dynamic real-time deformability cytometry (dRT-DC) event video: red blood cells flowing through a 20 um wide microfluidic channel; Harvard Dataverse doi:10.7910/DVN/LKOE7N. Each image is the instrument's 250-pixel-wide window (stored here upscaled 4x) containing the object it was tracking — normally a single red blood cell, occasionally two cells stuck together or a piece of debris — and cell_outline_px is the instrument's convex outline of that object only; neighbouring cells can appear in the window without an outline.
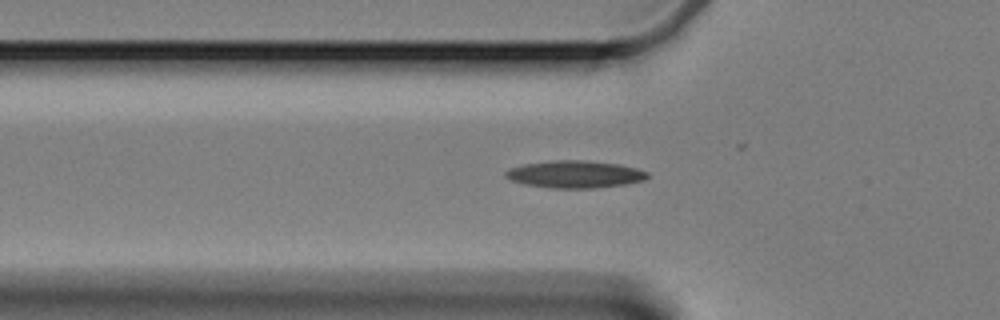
{"species": "Egyptian fruit bat (a non-hibernating species)", "species_latin": "Rousettus aegyptiacus", "temperature_condition": "cold", "stored_images_in_passage": 52, "camera_frame_rate_fps": 3000, "um_per_image_px": 0.085, "animal": {"sex": "female"}, "frame": {"image": 1, "passage_image": 11, "time_ms": 3.333, "image_size_px": [1000, 320], "cell_outline_px": [[652, 176], [644, 180], [628, 184], [596, 188], [552, 188], [524, 184], [512, 180], [504, 176], [504, 172], [508, 168], [524, 164], [556, 160], [584, 160], [620, 164], [636, 168], [648, 172]], "centroid_in_image_um": [48.9, 14.81], "position_along_channel_um": 76.9, "area_um2": 22.77}}
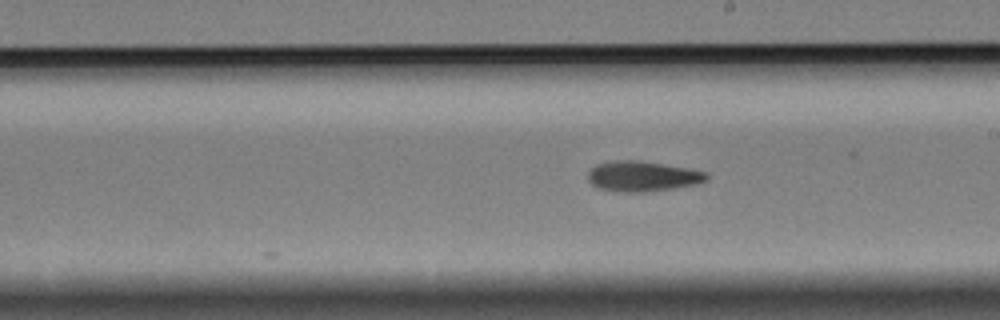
{"frame": {"image": 2, "passage_image": 25, "time_ms": 8.0, "image_size_px": [1000, 320], "cell_outline_px": [[708, 180], [696, 184], [672, 188], [644, 192], [620, 192], [600, 188], [592, 184], [588, 180], [588, 172], [596, 164], [616, 160], [640, 160], [688, 168], [708, 172]], "centroid_in_image_um": [54.62, 14.97], "position_along_channel_um": 234.4, "area_um2": 20.92}}
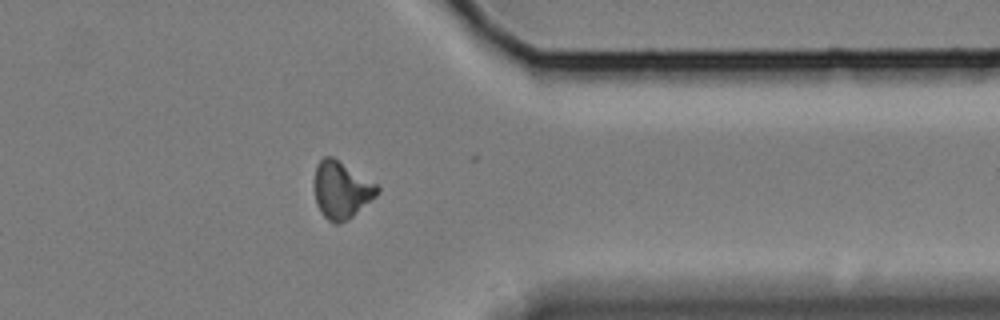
{"frame": {"image": 3, "passage_image": 39, "time_ms": 12.667, "image_size_px": [1000, 320], "cell_outline_px": [[380, 192], [376, 196], [348, 220], [336, 224], [332, 224], [320, 212], [316, 204], [316, 164], [324, 156], [332, 156], [376, 184], [380, 188]], "centroid_in_image_um": [29.03, 16.17], "position_along_channel_um": 382.4, "area_um2": 20.63}, "authors_computed_cell_mechanics": {"area_um2": 20.3745, "velocity_mm_per_s": 3.3506, "shape_relaxation_time_tau1_ms": null, "shape_relaxation_time_tau2_ms": 9.0889, "deformation_change_tau1": null, "deformation_change_tau2": 0.1726}}